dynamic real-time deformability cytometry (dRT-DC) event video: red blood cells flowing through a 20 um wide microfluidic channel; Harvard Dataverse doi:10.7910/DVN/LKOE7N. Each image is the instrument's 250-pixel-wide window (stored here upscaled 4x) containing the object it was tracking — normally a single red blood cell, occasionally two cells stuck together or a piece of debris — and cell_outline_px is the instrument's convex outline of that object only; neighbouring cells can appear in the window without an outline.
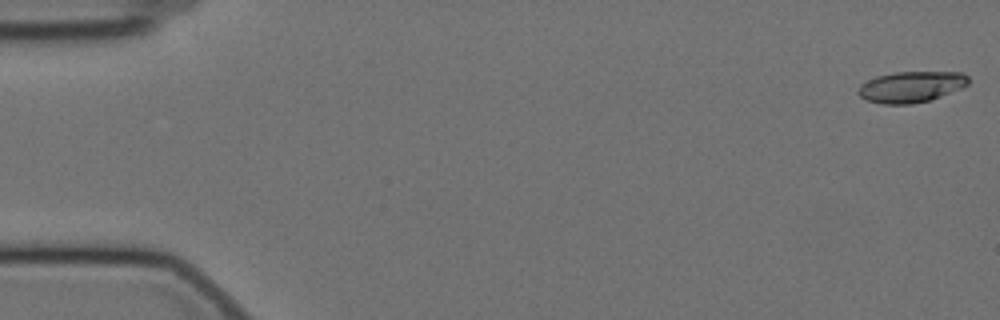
{"species": "Egyptian fruit bat (a non-hibernating species)", "species_latin": "Rousettus aegyptiacus", "temperature_condition": "cold", "stored_images_in_passage": 7, "camera_frame_rate_fps": 3000, "um_per_image_px": 0.085, "animal": {"sex": "female"}, "frame": {"image": 1, "passage_image": 1, "time_ms": 0.0, "image_size_px": [1000, 320], "cell_outline_px": [[968, 84], [960, 88], [932, 100], [912, 104], [884, 104], [868, 100], [860, 96], [856, 92], [860, 84], [876, 76], [896, 72], [960, 72], [968, 76]], "centroid_in_image_um": [77.43, 7.38], "position_along_channel_um": 7.6, "area_um2": 19.88}}